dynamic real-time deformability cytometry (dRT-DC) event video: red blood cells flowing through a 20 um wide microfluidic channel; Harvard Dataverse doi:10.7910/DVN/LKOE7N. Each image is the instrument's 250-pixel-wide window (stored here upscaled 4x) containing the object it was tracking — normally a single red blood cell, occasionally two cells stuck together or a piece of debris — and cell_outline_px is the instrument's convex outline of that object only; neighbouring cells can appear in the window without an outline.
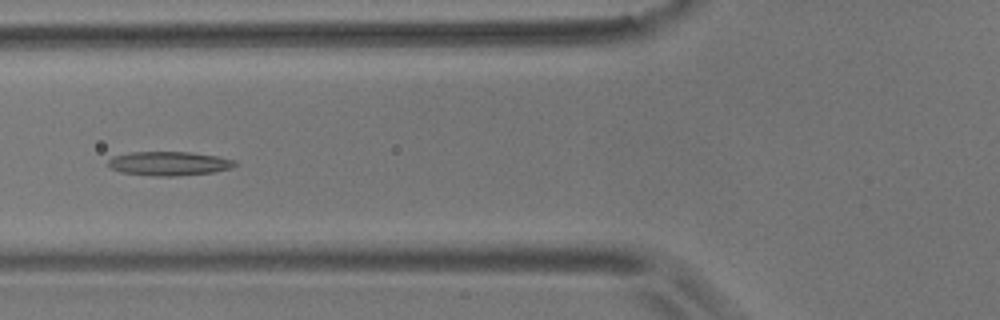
{"species": "common noctule bat (a hibernating species)", "species_latin": "Nyctalus noctula", "temperature_condition": "room temperature", "stored_images_in_passage": 7, "camera_frame_rate_fps": 3000, "um_per_image_px": 0.085, "animal": {"sex": "male", "body_mass_g": 17.9}, "frame": {"image": 1, "passage_image": 5, "time_ms": 5.667, "image_size_px": [1000, 320], "cell_outline_px": [[236, 164], [228, 168], [212, 172], [176, 176], [152, 176], [120, 172], [112, 168], [108, 164], [108, 160], [112, 156], [128, 152], [188, 152], [216, 156], [236, 160]], "centroid_in_image_um": [14.31, 13.89], "position_along_channel_um": 111.5, "area_um2": 17.63}}
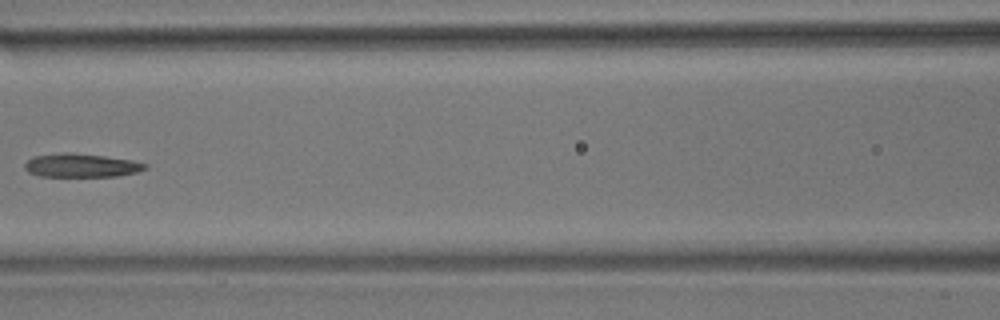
{"frame": {"image": 2, "passage_image": 6, "time_ms": 7.0, "image_size_px": [1000, 320], "cell_outline_px": [[148, 168], [136, 172], [116, 176], [40, 176], [28, 172], [24, 168], [24, 164], [28, 160], [36, 156], [64, 152], [72, 152], [104, 156], [132, 160], [148, 164]], "centroid_in_image_um": [6.91, 14.05], "position_along_channel_um": 159.7, "area_um2": 16.47}}
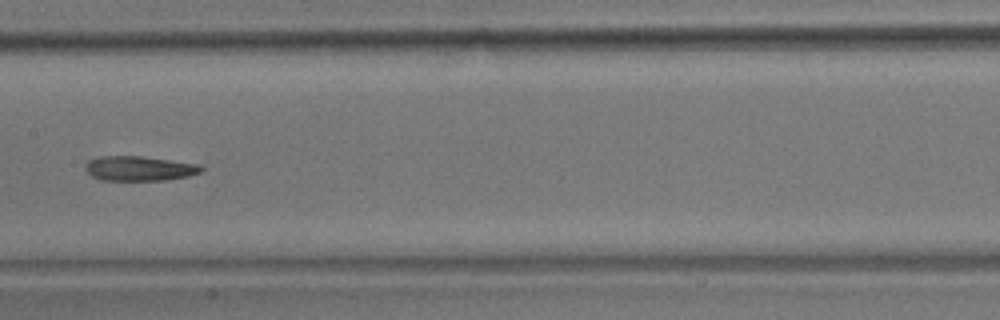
{"frame": {"image": 3, "passage_image": 7, "time_ms": 8.0, "image_size_px": [1000, 320], "cell_outline_px": [[204, 168], [200, 172], [188, 176], [164, 180], [100, 180], [92, 176], [84, 168], [84, 164], [88, 160], [100, 156], [144, 156], [200, 164]], "centroid_in_image_um": [11.83, 14.31], "position_along_channel_um": 195.6, "area_um2": 16.82}}